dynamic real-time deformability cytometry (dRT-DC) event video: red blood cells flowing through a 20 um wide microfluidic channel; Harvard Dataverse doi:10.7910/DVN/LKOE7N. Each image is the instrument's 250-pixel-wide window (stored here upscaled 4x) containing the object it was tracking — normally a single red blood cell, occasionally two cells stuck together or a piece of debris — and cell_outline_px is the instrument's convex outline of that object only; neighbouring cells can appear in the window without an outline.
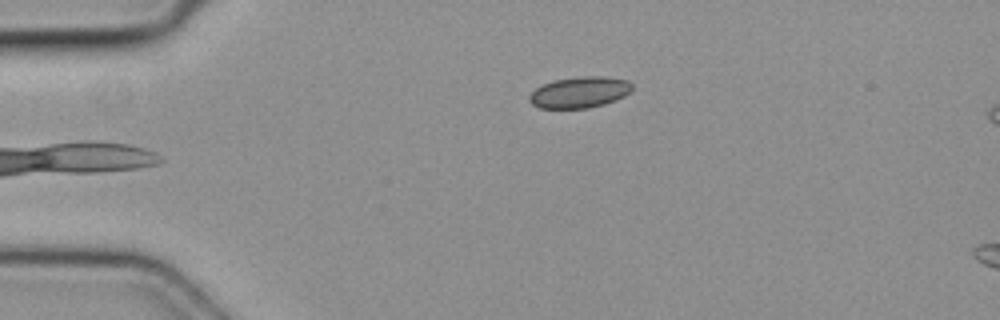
{"species": "common noctule bat (a hibernating species)", "species_latin": "Nyctalus noctula", "temperature_condition": "cold", "stored_images_in_passage": 4, "camera_frame_rate_fps": 3000, "um_per_image_px": 0.085, "animal": {"sex": "female", "body_mass_g": 19.3, "forearm_length_mm": 54.1}, "frame": {"image": 1, "passage_image": 4, "time_ms": 1.0, "image_size_px": [1000, 320], "cell_outline_px": [[632, 88], [624, 96], [616, 100], [604, 104], [588, 108], [540, 108], [532, 104], [528, 100], [528, 96], [536, 88], [552, 80], [580, 76], [604, 76], [628, 80], [632, 84]], "centroid_in_image_um": [49.25, 7.84], "position_along_channel_um": 35.7, "area_um2": 18.73}}